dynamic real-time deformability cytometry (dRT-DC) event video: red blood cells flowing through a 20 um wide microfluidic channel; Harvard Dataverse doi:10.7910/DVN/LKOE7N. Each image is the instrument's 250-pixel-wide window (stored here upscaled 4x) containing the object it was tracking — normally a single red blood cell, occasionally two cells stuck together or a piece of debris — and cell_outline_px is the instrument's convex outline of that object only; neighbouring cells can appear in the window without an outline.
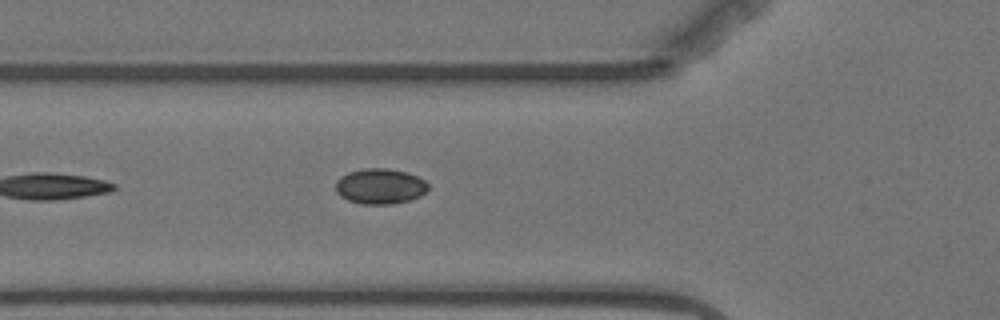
{"species": "Egyptian fruit bat (a non-hibernating species)", "species_latin": "Rousettus aegyptiacus", "temperature_condition": "warm", "stored_images_in_passage": 6, "camera_frame_rate_fps": 3000, "um_per_image_px": 0.085, "animal": {"sex": "female"}, "frame": {"image": 1, "passage_image": 6, "time_ms": 6.0, "image_size_px": [1000, 320], "cell_outline_px": [[428, 188], [420, 196], [408, 200], [392, 204], [360, 204], [348, 200], [340, 196], [336, 192], [336, 180], [340, 176], [348, 172], [364, 168], [388, 168], [408, 172], [424, 180], [428, 184]], "centroid_in_image_um": [32.28, 15.82], "position_along_channel_um": 93.5, "area_um2": 19.19}}